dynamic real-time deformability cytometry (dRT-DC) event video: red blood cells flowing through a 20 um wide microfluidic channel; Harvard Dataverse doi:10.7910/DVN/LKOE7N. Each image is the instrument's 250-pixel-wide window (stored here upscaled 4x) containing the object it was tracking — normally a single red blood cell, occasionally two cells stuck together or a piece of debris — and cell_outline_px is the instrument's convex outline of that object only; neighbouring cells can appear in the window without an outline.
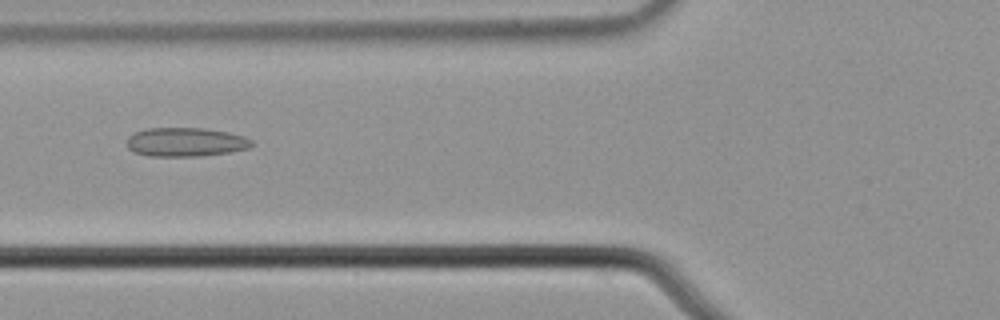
{"species": "common noctule bat (a hibernating species)", "species_latin": "Nyctalus noctula", "temperature_condition": "cold", "stored_images_in_passage": 5, "camera_frame_rate_fps": 3000, "um_per_image_px": 0.085, "animal": {"sex": "male", "body_mass_g": 21.5, "forearm_length_mm": 52.0}, "frame": {"image": 1, "passage_image": 5, "time_ms": 1.333, "image_size_px": [1000, 320], "cell_outline_px": [[252, 144], [248, 148], [232, 152], [200, 156], [148, 156], [136, 152], [128, 148], [128, 136], [136, 132], [148, 128], [204, 128], [228, 132], [244, 136], [252, 140]], "centroid_in_image_um": [15.8, 12.07], "position_along_channel_um": 110.0, "area_um2": 20.98}}